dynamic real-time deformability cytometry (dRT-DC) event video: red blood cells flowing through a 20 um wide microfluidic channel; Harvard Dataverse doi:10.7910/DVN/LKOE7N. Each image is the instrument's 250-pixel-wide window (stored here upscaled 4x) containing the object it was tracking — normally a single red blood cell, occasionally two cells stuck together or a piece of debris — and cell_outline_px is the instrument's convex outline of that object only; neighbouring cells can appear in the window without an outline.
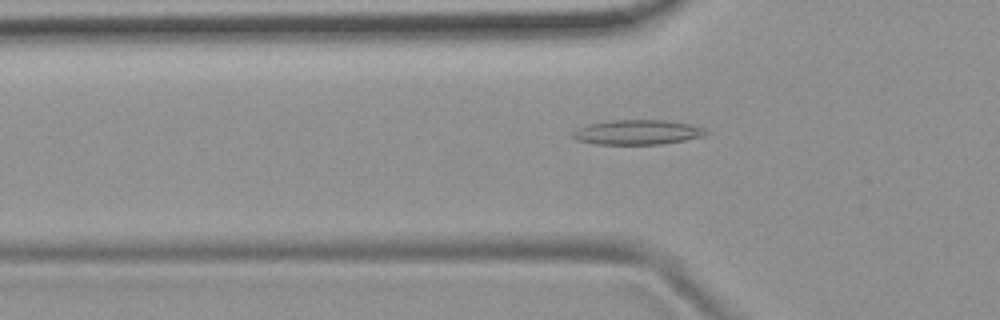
{"species": "common noctule bat (a hibernating species)", "species_latin": "Nyctalus noctula", "temperature_condition": "room temperature", "stored_images_in_passage": 51, "camera_frame_rate_fps": 3000, "um_per_image_px": 0.085, "animal": {"sex": "female", "body_mass_g": 19.9}, "frame": {"image": 1, "passage_image": 15, "time_ms": 4.667, "image_size_px": [1000, 320], "cell_outline_px": [[712, 132], [708, 136], [660, 144], [596, 144], [576, 140], [572, 136], [572, 132], [576, 128], [588, 124], [612, 120], [664, 120], [688, 124], [704, 128]], "centroid_in_image_um": [54.21, 11.24], "position_along_channel_um": 71.6, "area_um2": 19.36}}
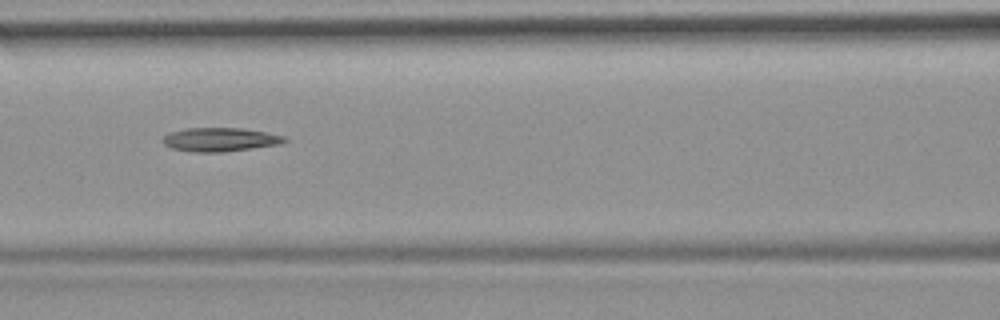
{"frame": {"image": 2, "passage_image": 21, "time_ms": 6.667, "image_size_px": [1000, 320], "cell_outline_px": [[288, 140], [280, 144], [224, 152], [192, 152], [172, 148], [164, 144], [160, 140], [164, 136], [172, 132], [188, 128], [244, 128], [288, 136]], "centroid_in_image_um": [18.74, 11.86], "position_along_channel_um": 147.9, "area_um2": 16.94}}
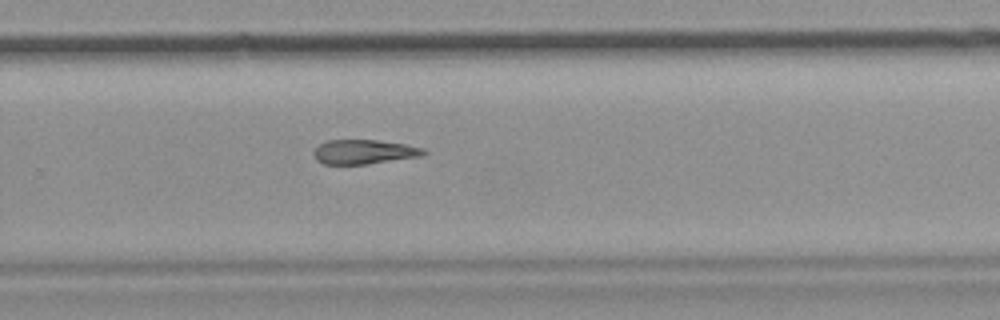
{"frame": {"image": 3, "passage_image": 33, "time_ms": 10.667, "image_size_px": [1000, 320], "cell_outline_px": [[428, 152], [420, 156], [368, 164], [324, 164], [316, 160], [312, 152], [320, 144], [328, 140], [376, 140], [404, 144], [424, 148]], "centroid_in_image_um": [30.92, 12.91], "position_along_channel_um": 298.9, "area_um2": 15.55}}